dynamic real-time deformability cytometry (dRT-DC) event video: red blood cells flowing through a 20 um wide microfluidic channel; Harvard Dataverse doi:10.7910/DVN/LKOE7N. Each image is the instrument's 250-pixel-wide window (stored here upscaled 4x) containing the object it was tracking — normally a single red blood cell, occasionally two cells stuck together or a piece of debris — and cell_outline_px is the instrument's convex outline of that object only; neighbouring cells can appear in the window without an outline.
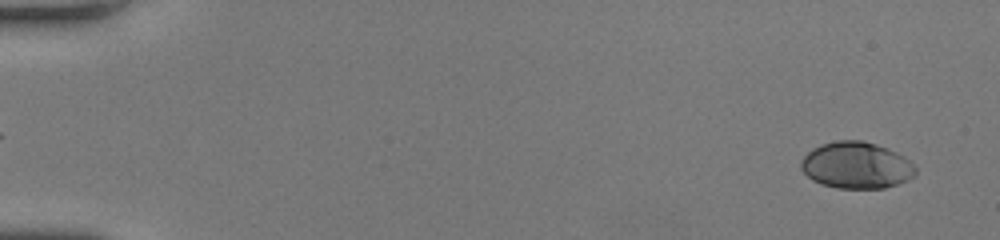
{"species": "human", "species_latin": "Homo sapiens", "temperature_condition": "room temperature", "stored_images_in_passage": 48, "camera_frame_rate_fps": 3000, "um_per_image_px": 0.085, "donor": {"sex": "female"}, "frame": {"image": 1, "passage_image": 1, "time_ms": 0.0, "image_size_px": [1000, 240], "cell_outline_px": [[916, 176], [908, 180], [884, 188], [836, 188], [820, 184], [812, 180], [800, 168], [800, 160], [812, 148], [820, 144], [836, 140], [864, 140], [888, 148], [904, 156], [916, 168]], "centroid_in_image_um": [72.78, 14.04], "position_along_channel_um": 12.2, "area_um2": 31.39}}
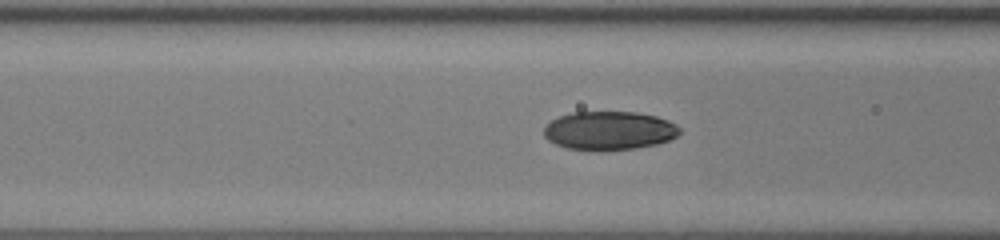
{"frame": {"image": 2, "passage_image": 20, "time_ms": 6.333, "image_size_px": [1000, 240], "cell_outline_px": [[680, 132], [676, 136], [668, 140], [656, 144], [636, 148], [568, 148], [556, 144], [548, 140], [544, 136], [544, 128], [552, 120], [560, 116], [572, 112], [636, 112], [656, 116], [668, 120], [676, 124], [680, 128]], "centroid_in_image_um": [51.8, 11.06], "position_along_channel_um": 114.8, "area_um2": 29.77}}
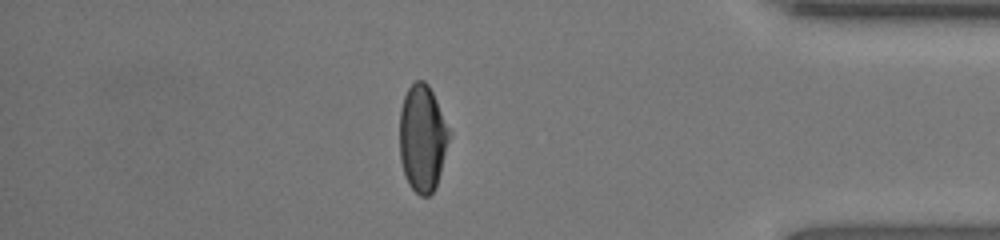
{"frame": {"image": 3, "passage_image": 42, "time_ms": 13.667, "image_size_px": [1000, 240], "cell_outline_px": [[452, 132], [436, 188], [428, 196], [420, 196], [408, 184], [404, 176], [400, 160], [400, 108], [404, 96], [408, 88], [416, 80], [424, 80], [428, 84]], "centroid_in_image_um": [35.92, 11.76], "position_along_channel_um": 399.3, "area_um2": 31.27}, "authors_computed_cell_mechanics": {"area_um2": 31.0097, "velocity_mm_per_s": 4.2722, "shape_relaxation_time_tau1_ms": 3.2455, "shape_relaxation_time_tau2_ms": 1.2542, "deformation_change_tau1": 0.164, "deformation_change_tau2": 0.0384}}